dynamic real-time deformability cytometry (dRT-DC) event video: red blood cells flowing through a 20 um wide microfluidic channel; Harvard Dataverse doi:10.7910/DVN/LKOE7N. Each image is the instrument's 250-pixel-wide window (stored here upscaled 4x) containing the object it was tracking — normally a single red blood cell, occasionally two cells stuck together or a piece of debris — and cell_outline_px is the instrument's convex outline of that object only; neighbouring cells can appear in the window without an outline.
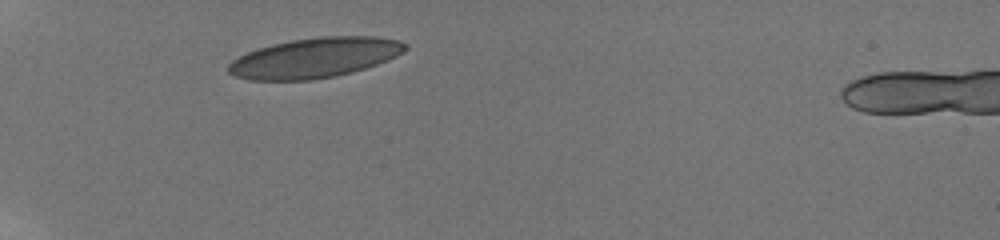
{"species": "human", "species_latin": "Homo sapiens", "temperature_condition": "room temperature", "stored_images_in_passage": 5, "camera_frame_rate_fps": 3000, "um_per_image_px": 0.085, "donor": {"sex": "male"}, "frame": {"image": 1, "passage_image": 1, "time_ms": 0.0, "image_size_px": [1000, 240], "cell_outline_px": [[408, 48], [404, 52], [388, 60], [352, 72], [336, 76], [312, 80], [248, 80], [236, 76], [228, 72], [228, 64], [232, 60], [248, 52], [272, 44], [292, 40], [320, 36], [376, 36], [400, 40], [408, 44]], "centroid_in_image_um": [26.79, 4.91], "position_along_channel_um": 58.2, "area_um2": 41.27}}
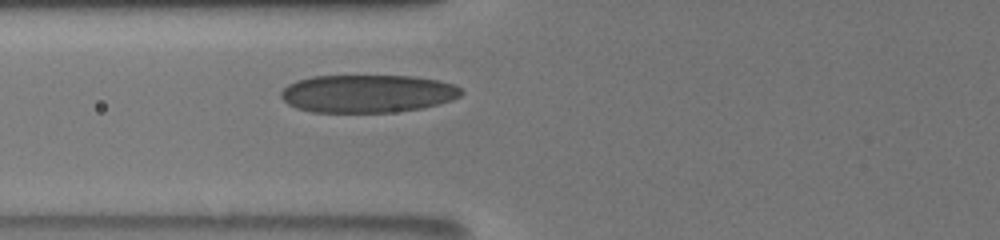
{"frame": {"image": 2, "passage_image": 5, "time_ms": 1.667, "image_size_px": [1000, 240], "cell_outline_px": [[464, 92], [460, 96], [452, 100], [440, 104], [424, 108], [392, 112], [312, 112], [296, 108], [288, 104], [280, 96], [280, 92], [288, 84], [296, 80], [312, 76], [412, 76], [440, 80], [456, 84]], "centroid_in_image_um": [31.26, 7.95], "position_along_channel_um": 94.5, "area_um2": 40.17}}